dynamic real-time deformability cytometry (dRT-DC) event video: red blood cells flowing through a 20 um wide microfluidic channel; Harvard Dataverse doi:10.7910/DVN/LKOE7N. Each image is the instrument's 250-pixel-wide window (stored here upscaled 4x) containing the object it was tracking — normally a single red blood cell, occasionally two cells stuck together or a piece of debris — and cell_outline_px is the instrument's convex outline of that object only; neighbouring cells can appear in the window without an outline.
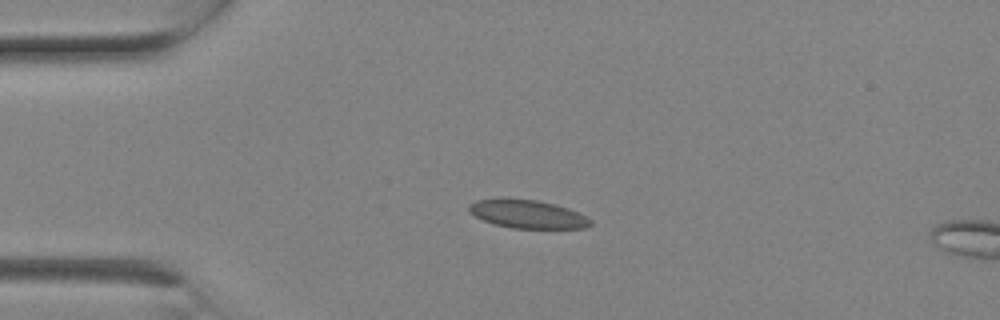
{"species": "Egyptian fruit bat (a non-hibernating species)", "species_latin": "Rousettus aegyptiacus", "temperature_condition": "room temperature", "stored_images_in_passage": 2, "camera_frame_rate_fps": 3000, "um_per_image_px": 0.085, "animal": {"sex": "female"}, "frame": {"image": 1, "passage_image": 1, "time_ms": 0.0, "image_size_px": [1000, 320], "cell_outline_px": [[592, 224], [588, 228], [512, 228], [496, 224], [484, 220], [468, 212], [468, 204], [476, 200], [504, 196], [536, 200], [556, 204], [568, 208], [592, 220]], "centroid_in_image_um": [44.79, 18.16], "position_along_channel_um": 40.2, "area_um2": 20.4}}